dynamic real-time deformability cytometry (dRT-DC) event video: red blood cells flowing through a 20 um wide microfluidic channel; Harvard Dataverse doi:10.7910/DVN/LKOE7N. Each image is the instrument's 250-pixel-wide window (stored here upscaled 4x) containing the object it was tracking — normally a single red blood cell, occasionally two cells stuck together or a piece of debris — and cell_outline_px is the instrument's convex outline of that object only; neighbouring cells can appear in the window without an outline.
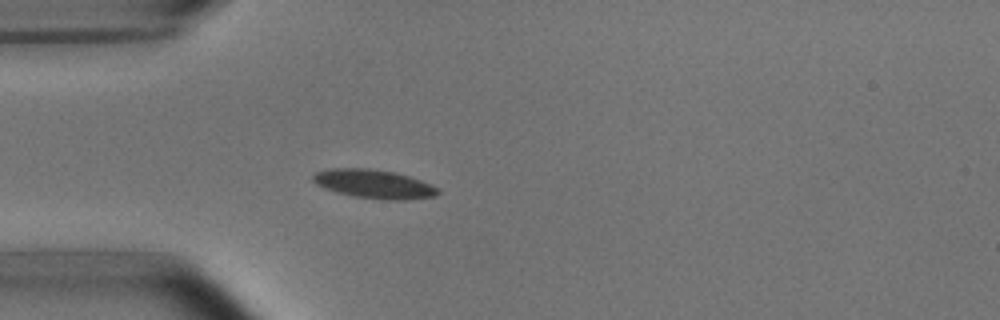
{"species": "common noctule bat (a hibernating species)", "species_latin": "Nyctalus noctula", "temperature_condition": "room temperature", "stored_images_in_passage": 4, "camera_frame_rate_fps": 3000, "um_per_image_px": 0.085, "animal": {"sex": "male", "body_mass_g": 15.6}, "frame": {"image": 1, "passage_image": 4, "time_ms": 3.667, "image_size_px": [1000, 320], "cell_outline_px": [[440, 192], [436, 196], [404, 200], [384, 200], [352, 196], [336, 192], [324, 188], [316, 184], [312, 180], [312, 176], [316, 172], [332, 168], [368, 168], [396, 172], [420, 180], [440, 188]], "centroid_in_image_um": [31.79, 15.64], "position_along_channel_um": 53.2, "area_um2": 21.1}}